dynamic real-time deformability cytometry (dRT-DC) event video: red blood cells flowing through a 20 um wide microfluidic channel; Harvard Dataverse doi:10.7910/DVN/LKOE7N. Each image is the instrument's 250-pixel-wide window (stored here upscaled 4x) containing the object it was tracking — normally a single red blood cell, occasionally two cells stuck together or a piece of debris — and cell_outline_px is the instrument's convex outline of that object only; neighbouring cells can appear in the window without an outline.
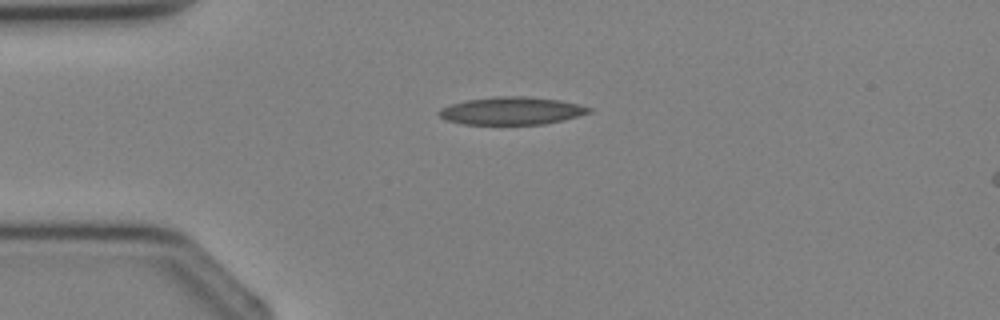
{"species": "Egyptian fruit bat (a non-hibernating species)", "species_latin": "Rousettus aegyptiacus", "temperature_condition": "cold", "stored_images_in_passage": 3, "camera_frame_rate_fps": 3000, "um_per_image_px": 0.085, "animal": {"sex": "female"}, "frame": {"image": 1, "passage_image": 3, "time_ms": 2.333, "image_size_px": [1000, 320], "cell_outline_px": [[592, 112], [580, 116], [564, 120], [544, 124], [464, 124], [444, 120], [440, 116], [440, 108], [464, 100], [496, 96], [528, 96], [560, 100], [580, 104], [592, 108]], "centroid_in_image_um": [43.53, 9.41], "position_along_channel_um": 41.5, "area_um2": 24.39}}